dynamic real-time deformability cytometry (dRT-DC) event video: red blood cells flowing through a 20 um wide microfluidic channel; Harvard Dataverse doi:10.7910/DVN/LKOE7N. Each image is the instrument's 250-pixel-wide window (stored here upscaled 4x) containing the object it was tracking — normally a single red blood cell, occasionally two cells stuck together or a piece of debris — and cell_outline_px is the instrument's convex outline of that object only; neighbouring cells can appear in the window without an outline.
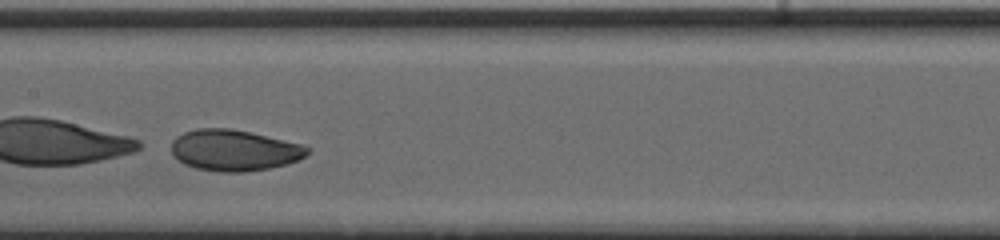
{"species": "human", "species_latin": "Homo sapiens", "temperature_condition": "cold", "stored_images_in_passage": 31, "camera_frame_rate_fps": 3000, "um_per_image_px": 0.085, "donor": {"sex": "male"}, "frame": {"image": 1, "passage_image": 14, "time_ms": 4.333, "image_size_px": [1000, 240], "cell_outline_px": [[308, 152], [304, 156], [288, 164], [268, 168], [244, 172], [220, 172], [196, 168], [184, 164], [172, 152], [172, 140], [176, 136], [184, 132], [196, 128], [232, 128], [304, 144], [308, 148]], "centroid_in_image_um": [19.9, 12.76], "position_along_channel_um": 187.5, "area_um2": 32.54}, "authors_computed_cell_mechanics": {"area_um2": 32.5414, "velocity_mm_per_s": 3.9584, "shape_relaxation_time_tau1_ms": 3.4423, "shape_relaxation_time_tau2_ms": 4.5576, "deformation_change_tau1": 0.4184, "deformation_change_tau2": 0.0917}}